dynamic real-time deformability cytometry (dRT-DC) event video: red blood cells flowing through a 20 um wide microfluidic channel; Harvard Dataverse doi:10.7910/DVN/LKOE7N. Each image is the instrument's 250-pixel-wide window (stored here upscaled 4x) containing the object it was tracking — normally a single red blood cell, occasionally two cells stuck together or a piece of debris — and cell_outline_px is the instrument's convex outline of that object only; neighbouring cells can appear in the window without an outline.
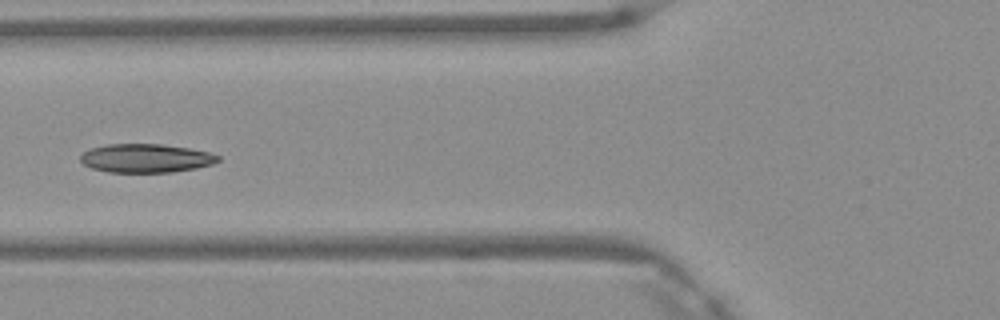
{"species": "Egyptian fruit bat (a non-hibernating species)", "species_latin": "Rousettus aegyptiacus", "temperature_condition": "warm", "stored_images_in_passage": 6, "camera_frame_rate_fps": 3000, "um_per_image_px": 0.085, "frame": {"image": 1, "passage_image": 6, "time_ms": 1.667, "image_size_px": [1000, 320], "cell_outline_px": [[220, 160], [212, 164], [196, 168], [172, 172], [108, 172], [92, 168], [84, 164], [80, 160], [80, 156], [88, 148], [108, 144], [160, 144], [188, 148], [208, 152], [220, 156]], "centroid_in_image_um": [12.38, 13.44], "position_along_channel_um": 113.4, "area_um2": 22.95}}